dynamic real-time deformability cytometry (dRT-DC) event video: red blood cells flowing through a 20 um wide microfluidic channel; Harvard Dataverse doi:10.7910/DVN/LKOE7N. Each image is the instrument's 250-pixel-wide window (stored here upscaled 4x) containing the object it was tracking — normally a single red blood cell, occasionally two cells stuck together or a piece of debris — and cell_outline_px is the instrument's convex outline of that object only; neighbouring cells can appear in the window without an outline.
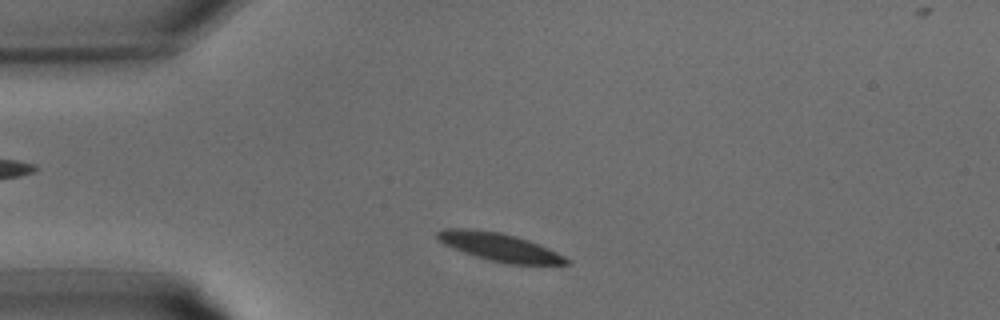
{"species": "common noctule bat (a hibernating species)", "species_latin": "Nyctalus noctula", "temperature_condition": "warm", "stored_images_in_passage": 6, "camera_frame_rate_fps": 3000, "um_per_image_px": 0.085, "animal": {"sex": "male", "body_mass_g": 15.6}, "frame": {"image": 1, "passage_image": 2, "time_ms": 0.333, "image_size_px": [1000, 320], "cell_outline_px": [[572, 264], [508, 264], [476, 256], [452, 248], [436, 240], [436, 232], [444, 228], [468, 228], [500, 232], [516, 236], [528, 240], [548, 248], [556, 252], [568, 260]], "centroid_in_image_um": [42.39, 20.98], "position_along_channel_um": 42.6, "area_um2": 20.92}}
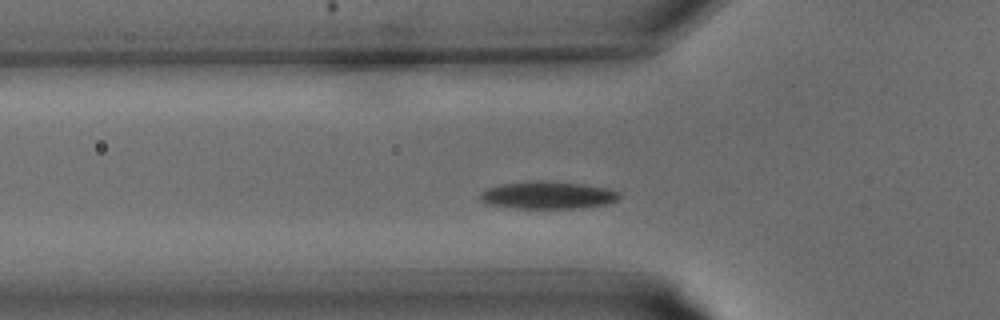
{"frame": {"image": 2, "passage_image": 5, "time_ms": 1.333, "image_size_px": [1000, 320], "cell_outline_px": [[620, 196], [616, 200], [608, 204], [580, 208], [516, 208], [484, 204], [480, 200], [480, 192], [488, 188], [504, 184], [536, 180], [540, 180], [584, 184], [608, 188], [620, 192]], "centroid_in_image_um": [46.57, 16.59], "position_along_channel_um": 79.2, "area_um2": 22.37}}